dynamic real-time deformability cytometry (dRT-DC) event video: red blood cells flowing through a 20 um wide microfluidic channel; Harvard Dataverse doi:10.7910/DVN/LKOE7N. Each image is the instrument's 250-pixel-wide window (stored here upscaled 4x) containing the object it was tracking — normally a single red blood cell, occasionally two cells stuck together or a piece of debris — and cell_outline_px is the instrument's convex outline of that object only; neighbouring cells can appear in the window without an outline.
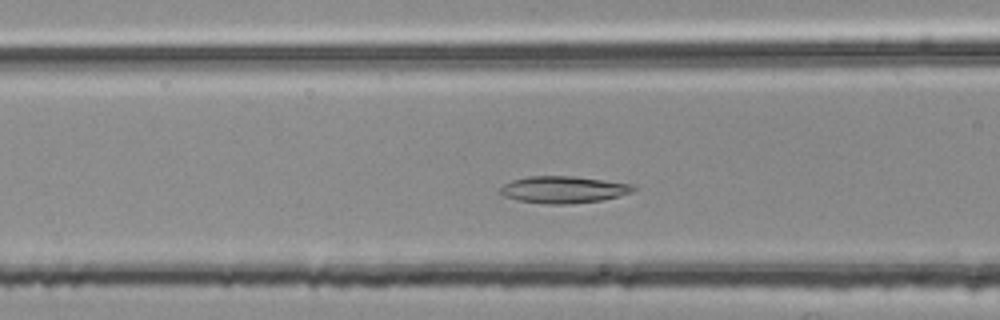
{"species": "common noctule bat (a hibernating species)", "species_latin": "Nyctalus noctula", "temperature_condition": "room temperature", "stored_images_in_passage": 43, "camera_frame_rate_fps": 3000, "um_per_image_px": 0.085, "animal": {"sex": "female", "body_mass_g": 25.1}, "frame": {"image": 1, "passage_image": 15, "time_ms": 4.667, "image_size_px": [1000, 320], "cell_outline_px": [[636, 188], [632, 192], [620, 196], [600, 200], [568, 204], [548, 204], [516, 200], [504, 196], [500, 192], [500, 188], [504, 184], [512, 180], [528, 176], [572, 176], [632, 184]], "centroid_in_image_um": [47.87, 16.12], "position_along_channel_um": 118.7, "area_um2": 20.75}}
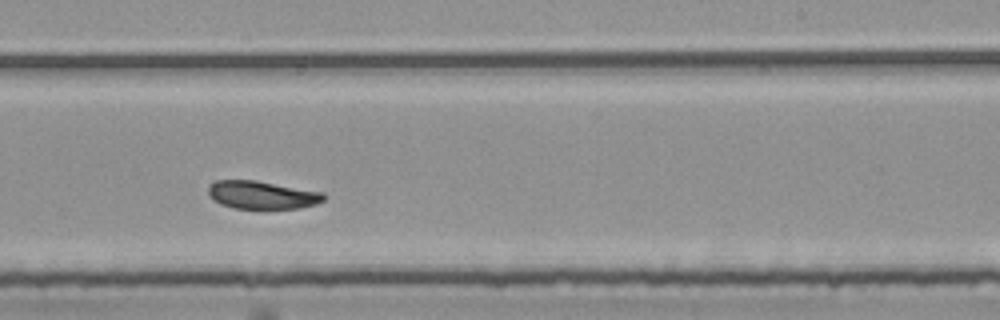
{"frame": {"image": 2, "passage_image": 27, "time_ms": 8.667, "image_size_px": [1000, 320], "cell_outline_px": [[328, 196], [324, 200], [316, 204], [300, 208], [232, 208], [220, 204], [212, 200], [208, 196], [208, 188], [216, 180], [256, 180], [324, 192]], "centroid_in_image_um": [22.28, 16.57], "position_along_channel_um": 266.7, "area_um2": 19.02}}
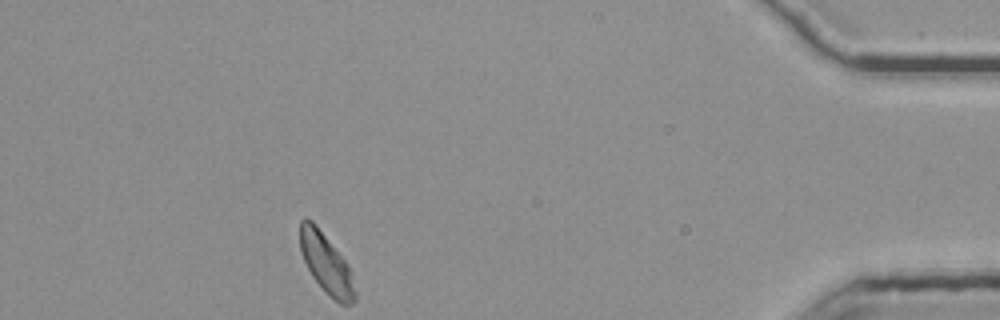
{"frame": {"image": 3, "passage_image": 43, "time_ms": 14.0, "image_size_px": [1000, 320], "cell_outline_px": [[356, 300], [352, 304], [340, 304], [312, 276], [300, 252], [300, 220], [304, 216], [312, 220], [344, 260], [348, 268], [356, 292]], "centroid_in_image_um": [27.7, 22.37], "position_along_channel_um": 407.5, "area_um2": 18.44}, "authors_computed_cell_mechanics": {"area_um2": 19.7676, "velocity_mm_per_s": 3.708, "shape_relaxation_time_tau1_ms": 4.3193, "shape_relaxation_time_tau2_ms": null, "deformation_change_tau1": 0.1233, "deformation_change_tau2": null}}